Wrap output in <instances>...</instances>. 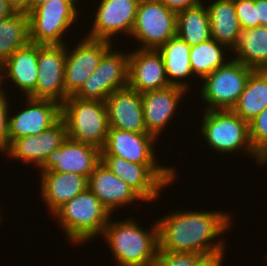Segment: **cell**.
Segmentation results:
<instances>
[{"label": "cell", "mask_w": 267, "mask_h": 266, "mask_svg": "<svg viewBox=\"0 0 267 266\" xmlns=\"http://www.w3.org/2000/svg\"><path fill=\"white\" fill-rule=\"evenodd\" d=\"M100 162L99 148L67 137L59 148L50 152L39 170L75 173L89 178Z\"/></svg>", "instance_id": "5bb4252c"}, {"label": "cell", "mask_w": 267, "mask_h": 266, "mask_svg": "<svg viewBox=\"0 0 267 266\" xmlns=\"http://www.w3.org/2000/svg\"><path fill=\"white\" fill-rule=\"evenodd\" d=\"M67 137L66 123L60 118L50 128L38 135L14 139L3 151V154L12 160H21L24 164L40 167L50 152L59 148Z\"/></svg>", "instance_id": "9a60e30c"}, {"label": "cell", "mask_w": 267, "mask_h": 266, "mask_svg": "<svg viewBox=\"0 0 267 266\" xmlns=\"http://www.w3.org/2000/svg\"><path fill=\"white\" fill-rule=\"evenodd\" d=\"M88 188L111 214L121 207L143 199L117 177L102 161L88 178Z\"/></svg>", "instance_id": "44dd1931"}, {"label": "cell", "mask_w": 267, "mask_h": 266, "mask_svg": "<svg viewBox=\"0 0 267 266\" xmlns=\"http://www.w3.org/2000/svg\"><path fill=\"white\" fill-rule=\"evenodd\" d=\"M30 43L28 13L16 11L0 21V66L16 50Z\"/></svg>", "instance_id": "83f0119b"}, {"label": "cell", "mask_w": 267, "mask_h": 266, "mask_svg": "<svg viewBox=\"0 0 267 266\" xmlns=\"http://www.w3.org/2000/svg\"><path fill=\"white\" fill-rule=\"evenodd\" d=\"M186 93L185 89L178 86L141 93L144 123L149 134L158 140Z\"/></svg>", "instance_id": "d6986e66"}, {"label": "cell", "mask_w": 267, "mask_h": 266, "mask_svg": "<svg viewBox=\"0 0 267 266\" xmlns=\"http://www.w3.org/2000/svg\"><path fill=\"white\" fill-rule=\"evenodd\" d=\"M190 49L191 46L178 35L173 36L158 48L164 61L169 85L181 87L188 93L191 85L186 80L189 77L194 79L190 63Z\"/></svg>", "instance_id": "cb8c5ba5"}, {"label": "cell", "mask_w": 267, "mask_h": 266, "mask_svg": "<svg viewBox=\"0 0 267 266\" xmlns=\"http://www.w3.org/2000/svg\"><path fill=\"white\" fill-rule=\"evenodd\" d=\"M38 44L28 45L16 50L0 66V89L8 78L13 87H18L28 97L36 88L38 77ZM15 85V86H14Z\"/></svg>", "instance_id": "7402d4cb"}, {"label": "cell", "mask_w": 267, "mask_h": 266, "mask_svg": "<svg viewBox=\"0 0 267 266\" xmlns=\"http://www.w3.org/2000/svg\"><path fill=\"white\" fill-rule=\"evenodd\" d=\"M201 134L210 149L218 154L247 152L257 164L267 166V162L254 150L250 141L249 123L233 110H204ZM251 154V155H250Z\"/></svg>", "instance_id": "277c9868"}, {"label": "cell", "mask_w": 267, "mask_h": 266, "mask_svg": "<svg viewBox=\"0 0 267 266\" xmlns=\"http://www.w3.org/2000/svg\"><path fill=\"white\" fill-rule=\"evenodd\" d=\"M236 15L242 30L259 26L254 0H234Z\"/></svg>", "instance_id": "d6a6232c"}, {"label": "cell", "mask_w": 267, "mask_h": 266, "mask_svg": "<svg viewBox=\"0 0 267 266\" xmlns=\"http://www.w3.org/2000/svg\"><path fill=\"white\" fill-rule=\"evenodd\" d=\"M28 0H6V2L14 8L15 11H23L27 13Z\"/></svg>", "instance_id": "ab89813d"}, {"label": "cell", "mask_w": 267, "mask_h": 266, "mask_svg": "<svg viewBox=\"0 0 267 266\" xmlns=\"http://www.w3.org/2000/svg\"><path fill=\"white\" fill-rule=\"evenodd\" d=\"M170 86L158 49H135L129 53L128 87L139 93Z\"/></svg>", "instance_id": "ac0fdd59"}, {"label": "cell", "mask_w": 267, "mask_h": 266, "mask_svg": "<svg viewBox=\"0 0 267 266\" xmlns=\"http://www.w3.org/2000/svg\"><path fill=\"white\" fill-rule=\"evenodd\" d=\"M50 0H28L27 1V13H29L31 10H33L36 6H39L41 4H44ZM70 2L77 10H78V2L79 0H64ZM77 2V3H76Z\"/></svg>", "instance_id": "f35d334b"}, {"label": "cell", "mask_w": 267, "mask_h": 266, "mask_svg": "<svg viewBox=\"0 0 267 266\" xmlns=\"http://www.w3.org/2000/svg\"><path fill=\"white\" fill-rule=\"evenodd\" d=\"M156 221L160 251L201 255L226 250L225 239L219 236L234 226L231 213L221 210H176Z\"/></svg>", "instance_id": "6da1fadb"}, {"label": "cell", "mask_w": 267, "mask_h": 266, "mask_svg": "<svg viewBox=\"0 0 267 266\" xmlns=\"http://www.w3.org/2000/svg\"><path fill=\"white\" fill-rule=\"evenodd\" d=\"M190 46L210 40L211 28L204 4L177 13V34Z\"/></svg>", "instance_id": "f1b7e54d"}, {"label": "cell", "mask_w": 267, "mask_h": 266, "mask_svg": "<svg viewBox=\"0 0 267 266\" xmlns=\"http://www.w3.org/2000/svg\"><path fill=\"white\" fill-rule=\"evenodd\" d=\"M66 44H38V77L35 90L28 96L48 99L62 105L68 95L64 89Z\"/></svg>", "instance_id": "8fae6325"}, {"label": "cell", "mask_w": 267, "mask_h": 266, "mask_svg": "<svg viewBox=\"0 0 267 266\" xmlns=\"http://www.w3.org/2000/svg\"><path fill=\"white\" fill-rule=\"evenodd\" d=\"M233 59L254 70H267V27L242 30L237 45L231 51Z\"/></svg>", "instance_id": "484cf974"}, {"label": "cell", "mask_w": 267, "mask_h": 266, "mask_svg": "<svg viewBox=\"0 0 267 266\" xmlns=\"http://www.w3.org/2000/svg\"><path fill=\"white\" fill-rule=\"evenodd\" d=\"M105 105L109 128L148 133L144 123L141 93L127 86L110 94Z\"/></svg>", "instance_id": "ffe728a7"}, {"label": "cell", "mask_w": 267, "mask_h": 266, "mask_svg": "<svg viewBox=\"0 0 267 266\" xmlns=\"http://www.w3.org/2000/svg\"><path fill=\"white\" fill-rule=\"evenodd\" d=\"M152 227V228H151ZM150 230L138 225L134 218L112 221L102 235L111 249L117 266H151L159 250L157 221Z\"/></svg>", "instance_id": "7a4b0ae2"}, {"label": "cell", "mask_w": 267, "mask_h": 266, "mask_svg": "<svg viewBox=\"0 0 267 266\" xmlns=\"http://www.w3.org/2000/svg\"><path fill=\"white\" fill-rule=\"evenodd\" d=\"M41 198L52 215L59 207L88 188V178L75 173L39 172Z\"/></svg>", "instance_id": "603a6c76"}, {"label": "cell", "mask_w": 267, "mask_h": 266, "mask_svg": "<svg viewBox=\"0 0 267 266\" xmlns=\"http://www.w3.org/2000/svg\"><path fill=\"white\" fill-rule=\"evenodd\" d=\"M139 1L101 0L86 37L114 42L113 36L117 34L131 35Z\"/></svg>", "instance_id": "4fadbf2b"}, {"label": "cell", "mask_w": 267, "mask_h": 266, "mask_svg": "<svg viewBox=\"0 0 267 266\" xmlns=\"http://www.w3.org/2000/svg\"><path fill=\"white\" fill-rule=\"evenodd\" d=\"M78 11L70 2L50 0L28 13L30 42L41 45L66 44L67 30L77 23Z\"/></svg>", "instance_id": "ba28073f"}, {"label": "cell", "mask_w": 267, "mask_h": 266, "mask_svg": "<svg viewBox=\"0 0 267 266\" xmlns=\"http://www.w3.org/2000/svg\"><path fill=\"white\" fill-rule=\"evenodd\" d=\"M249 130L254 150L267 162V107L249 123Z\"/></svg>", "instance_id": "4dcf8cb0"}, {"label": "cell", "mask_w": 267, "mask_h": 266, "mask_svg": "<svg viewBox=\"0 0 267 266\" xmlns=\"http://www.w3.org/2000/svg\"><path fill=\"white\" fill-rule=\"evenodd\" d=\"M267 107V70H254L247 79L240 98L232 109L250 123Z\"/></svg>", "instance_id": "4316f807"}, {"label": "cell", "mask_w": 267, "mask_h": 266, "mask_svg": "<svg viewBox=\"0 0 267 266\" xmlns=\"http://www.w3.org/2000/svg\"><path fill=\"white\" fill-rule=\"evenodd\" d=\"M15 12L14 8L6 0H0V21L8 18Z\"/></svg>", "instance_id": "74e56055"}, {"label": "cell", "mask_w": 267, "mask_h": 266, "mask_svg": "<svg viewBox=\"0 0 267 266\" xmlns=\"http://www.w3.org/2000/svg\"><path fill=\"white\" fill-rule=\"evenodd\" d=\"M112 43L85 36L71 51L66 46L64 89L68 96L74 95L97 69L103 55L114 46Z\"/></svg>", "instance_id": "7c38bea8"}, {"label": "cell", "mask_w": 267, "mask_h": 266, "mask_svg": "<svg viewBox=\"0 0 267 266\" xmlns=\"http://www.w3.org/2000/svg\"><path fill=\"white\" fill-rule=\"evenodd\" d=\"M228 50L225 45L212 38L206 42L191 46L190 63L195 78L197 76L196 79L200 78V81L217 68L224 66L229 61V59H226L227 57L224 58V56H227L225 53Z\"/></svg>", "instance_id": "f546056e"}, {"label": "cell", "mask_w": 267, "mask_h": 266, "mask_svg": "<svg viewBox=\"0 0 267 266\" xmlns=\"http://www.w3.org/2000/svg\"><path fill=\"white\" fill-rule=\"evenodd\" d=\"M169 10L176 14L182 10L200 6L202 0H160Z\"/></svg>", "instance_id": "d590c367"}, {"label": "cell", "mask_w": 267, "mask_h": 266, "mask_svg": "<svg viewBox=\"0 0 267 266\" xmlns=\"http://www.w3.org/2000/svg\"><path fill=\"white\" fill-rule=\"evenodd\" d=\"M224 253L225 250L202 254L196 259L194 266H223Z\"/></svg>", "instance_id": "e575fe53"}, {"label": "cell", "mask_w": 267, "mask_h": 266, "mask_svg": "<svg viewBox=\"0 0 267 266\" xmlns=\"http://www.w3.org/2000/svg\"><path fill=\"white\" fill-rule=\"evenodd\" d=\"M52 216L60 223L68 241L78 246L99 237L113 215L87 188L64 203Z\"/></svg>", "instance_id": "3957f363"}, {"label": "cell", "mask_w": 267, "mask_h": 266, "mask_svg": "<svg viewBox=\"0 0 267 266\" xmlns=\"http://www.w3.org/2000/svg\"><path fill=\"white\" fill-rule=\"evenodd\" d=\"M7 92L0 89V152L2 153L9 145L8 122L9 112L11 111L9 105L11 104H9Z\"/></svg>", "instance_id": "836d02e7"}, {"label": "cell", "mask_w": 267, "mask_h": 266, "mask_svg": "<svg viewBox=\"0 0 267 266\" xmlns=\"http://www.w3.org/2000/svg\"><path fill=\"white\" fill-rule=\"evenodd\" d=\"M156 141L149 133L109 128L101 156H117L137 164H160L154 150Z\"/></svg>", "instance_id": "e0dca14e"}, {"label": "cell", "mask_w": 267, "mask_h": 266, "mask_svg": "<svg viewBox=\"0 0 267 266\" xmlns=\"http://www.w3.org/2000/svg\"><path fill=\"white\" fill-rule=\"evenodd\" d=\"M101 161L128 184L143 201L151 202L165 187L175 182V167L160 164H137L117 156H101Z\"/></svg>", "instance_id": "8992f818"}, {"label": "cell", "mask_w": 267, "mask_h": 266, "mask_svg": "<svg viewBox=\"0 0 267 266\" xmlns=\"http://www.w3.org/2000/svg\"><path fill=\"white\" fill-rule=\"evenodd\" d=\"M257 7V20L259 26L267 27V0H254Z\"/></svg>", "instance_id": "8d00e7d4"}, {"label": "cell", "mask_w": 267, "mask_h": 266, "mask_svg": "<svg viewBox=\"0 0 267 266\" xmlns=\"http://www.w3.org/2000/svg\"><path fill=\"white\" fill-rule=\"evenodd\" d=\"M253 71V68L231 58L204 77L199 96L207 105L204 110H232Z\"/></svg>", "instance_id": "52a82bcc"}, {"label": "cell", "mask_w": 267, "mask_h": 266, "mask_svg": "<svg viewBox=\"0 0 267 266\" xmlns=\"http://www.w3.org/2000/svg\"><path fill=\"white\" fill-rule=\"evenodd\" d=\"M177 34V14L160 0H140L131 36L140 49H158Z\"/></svg>", "instance_id": "30bf717a"}, {"label": "cell", "mask_w": 267, "mask_h": 266, "mask_svg": "<svg viewBox=\"0 0 267 266\" xmlns=\"http://www.w3.org/2000/svg\"><path fill=\"white\" fill-rule=\"evenodd\" d=\"M206 7L212 39L225 45L231 53L242 32L236 15L234 0H213Z\"/></svg>", "instance_id": "d4e9b609"}, {"label": "cell", "mask_w": 267, "mask_h": 266, "mask_svg": "<svg viewBox=\"0 0 267 266\" xmlns=\"http://www.w3.org/2000/svg\"><path fill=\"white\" fill-rule=\"evenodd\" d=\"M113 47L103 55L97 69L86 79L74 97L105 102L114 91L128 86L129 52L127 49L123 52Z\"/></svg>", "instance_id": "9c48e42d"}, {"label": "cell", "mask_w": 267, "mask_h": 266, "mask_svg": "<svg viewBox=\"0 0 267 266\" xmlns=\"http://www.w3.org/2000/svg\"><path fill=\"white\" fill-rule=\"evenodd\" d=\"M201 254L190 252H167L158 250L151 266H194Z\"/></svg>", "instance_id": "1f68e13d"}, {"label": "cell", "mask_w": 267, "mask_h": 266, "mask_svg": "<svg viewBox=\"0 0 267 266\" xmlns=\"http://www.w3.org/2000/svg\"><path fill=\"white\" fill-rule=\"evenodd\" d=\"M61 118L70 139L103 148L109 129L105 102L68 96L61 105Z\"/></svg>", "instance_id": "5b68a950"}, {"label": "cell", "mask_w": 267, "mask_h": 266, "mask_svg": "<svg viewBox=\"0 0 267 266\" xmlns=\"http://www.w3.org/2000/svg\"><path fill=\"white\" fill-rule=\"evenodd\" d=\"M25 98L27 101L24 100V104L27 107L16 114L9 113V144L17 138L38 135L61 118L59 103L48 99Z\"/></svg>", "instance_id": "2e32d148"}]
</instances>
